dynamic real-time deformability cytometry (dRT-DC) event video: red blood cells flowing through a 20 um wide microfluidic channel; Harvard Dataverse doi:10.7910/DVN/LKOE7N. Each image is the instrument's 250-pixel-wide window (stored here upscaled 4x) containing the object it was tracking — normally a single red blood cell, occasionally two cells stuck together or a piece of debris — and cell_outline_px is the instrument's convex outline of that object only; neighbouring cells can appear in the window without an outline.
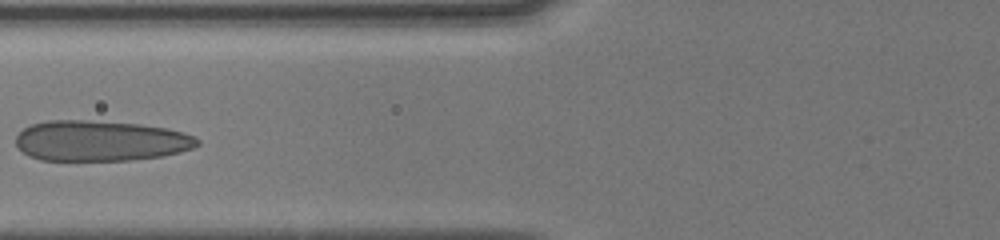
{"species": "human", "species_latin": "Homo sapiens", "temperature_condition": "cold", "stored_images_in_passage": 30, "camera_frame_rate_fps": 3000, "um_per_image_px": 0.085, "donor": {"sex": "male"}, "frame": {"image": 1, "passage_image": 7, "time_ms": 4.667, "image_size_px": [1000, 240], "cell_outline_px": [[200, 144], [192, 148], [180, 152], [160, 156], [132, 160], [40, 160], [28, 156], [16, 144], [16, 136], [24, 128], [32, 124], [48, 120], [88, 120], [140, 124], [168, 128], [184, 132], [196, 136], [200, 140]], "centroid_in_image_um": [8.56, 11.96], "position_along_channel_um": 117.2, "area_um2": 43.06}}
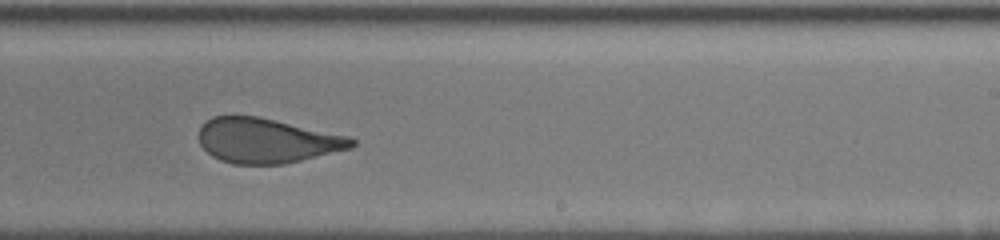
{"frame": {"image": 2, "passage_image": 16, "time_ms": 8.333, "image_size_px": [1000, 240], "cell_outline_px": [[356, 144], [352, 148], [284, 164], [232, 164], [220, 160], [212, 156], [200, 144], [200, 124], [204, 120], [212, 116], [260, 116], [348, 136], [356, 140]], "centroid_in_image_um": [22.67, 11.94], "position_along_channel_um": 266.3, "area_um2": 40.0}}
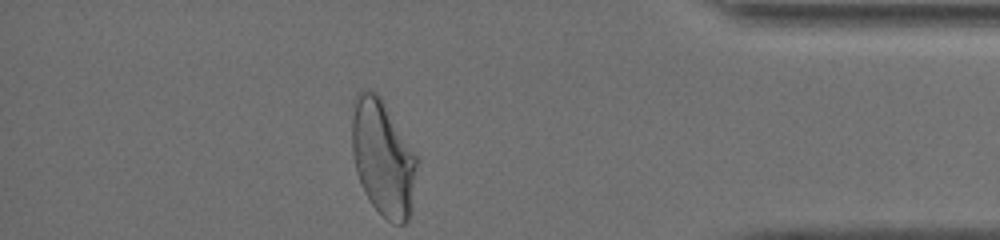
{"frame": {"image": 3, "passage_image": 29, "time_ms": 12.333, "image_size_px": [1000, 240], "cell_outline_px": [[416, 168], [412, 212], [408, 220], [404, 224], [392, 224], [372, 204], [364, 192], [356, 172], [352, 152], [352, 116], [356, 96], [364, 88], [376, 92], [380, 96], [416, 156]], "centroid_in_image_um": [32.54, 13.45], "position_along_channel_um": 402.7, "area_um2": 43.47}, "authors_computed_cell_mechanics": {"area_um2": 41.5871, "velocity_mm_per_s": 4.0704, "shape_relaxation_time_tau1_ms": 5.8042, "shape_relaxation_time_tau2_ms": 0.8452, "deformation_change_tau1": 0.1702, "deformation_change_tau2": 0.0816}}